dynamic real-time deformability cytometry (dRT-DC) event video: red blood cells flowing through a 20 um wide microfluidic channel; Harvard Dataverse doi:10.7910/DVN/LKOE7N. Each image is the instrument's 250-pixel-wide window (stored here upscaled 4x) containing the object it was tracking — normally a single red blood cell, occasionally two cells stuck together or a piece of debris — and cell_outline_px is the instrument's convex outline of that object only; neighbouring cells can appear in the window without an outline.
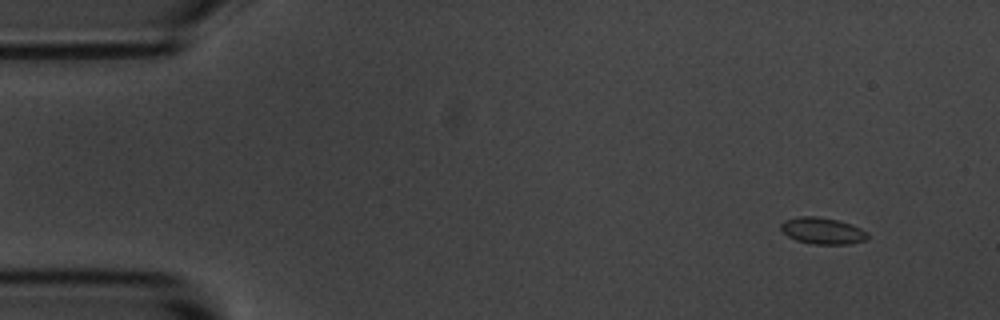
{"species": "common noctule bat (a hibernating species)", "species_latin": "Nyctalus noctula", "temperature_condition": "room temperature", "stored_images_in_passage": 4, "camera_frame_rate_fps": 3000, "um_per_image_px": 0.085, "animal": {"sex": "male", "body_mass_g": 20.1, "forearm_length_mm": 53.5}, "frame": {"image": 1, "passage_image": 1, "time_ms": 0.0, "image_size_px": [1000, 320], "cell_outline_px": [[868, 240], [848, 244], [812, 244], [796, 240], [788, 236], [780, 228], [780, 224], [784, 220], [800, 216], [816, 216], [840, 220], [852, 224], [868, 232]], "centroid_in_image_um": [69.94, 19.61], "position_along_channel_um": 15.1, "area_um2": 13.58}}
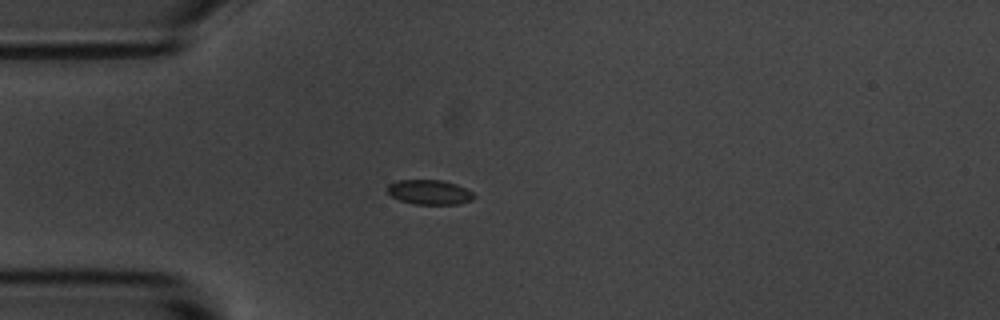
{"frame": {"image": 2, "passage_image": 4, "time_ms": 3.333, "image_size_px": [1000, 320], "cell_outline_px": [[476, 196], [472, 200], [460, 204], [416, 204], [400, 200], [392, 196], [388, 192], [388, 184], [400, 180], [440, 180], [456, 184], [472, 192]], "centroid_in_image_um": [36.53, 16.34], "position_along_channel_um": 48.5, "area_um2": 12.31}}